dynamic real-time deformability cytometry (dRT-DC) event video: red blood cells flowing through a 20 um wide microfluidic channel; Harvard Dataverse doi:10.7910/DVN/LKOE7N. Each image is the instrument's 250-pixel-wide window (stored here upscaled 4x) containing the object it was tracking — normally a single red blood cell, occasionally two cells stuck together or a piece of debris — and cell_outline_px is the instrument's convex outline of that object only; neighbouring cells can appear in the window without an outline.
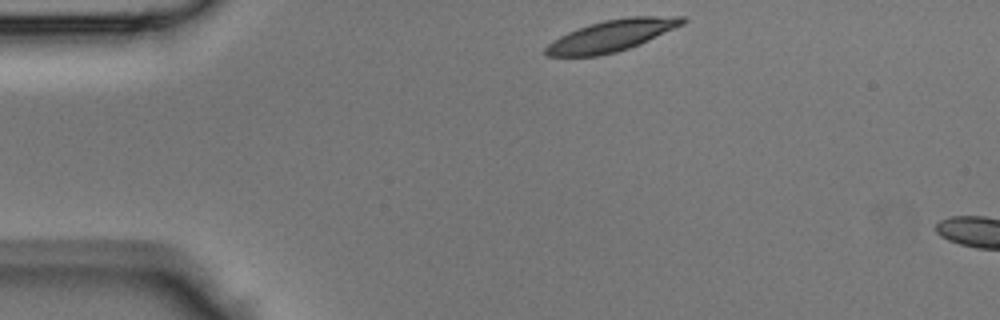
{"species": "Egyptian fruit bat (a non-hibernating species)", "species_latin": "Rousettus aegyptiacus", "temperature_condition": "room temperature", "stored_images_in_passage": 4, "camera_frame_rate_fps": 3000, "um_per_image_px": 0.085, "animal": {"sex": "male"}, "frame": {"image": 1, "passage_image": 1, "time_ms": 0.0, "image_size_px": [1000, 320], "cell_outline_px": [[688, 20], [684, 24], [640, 44], [616, 52], [600, 56], [544, 56], [544, 48], [552, 40], [568, 32], [604, 20], [628, 16], [684, 16]], "centroid_in_image_um": [52.0, 3.03], "position_along_channel_um": 33.0, "area_um2": 25.09}}